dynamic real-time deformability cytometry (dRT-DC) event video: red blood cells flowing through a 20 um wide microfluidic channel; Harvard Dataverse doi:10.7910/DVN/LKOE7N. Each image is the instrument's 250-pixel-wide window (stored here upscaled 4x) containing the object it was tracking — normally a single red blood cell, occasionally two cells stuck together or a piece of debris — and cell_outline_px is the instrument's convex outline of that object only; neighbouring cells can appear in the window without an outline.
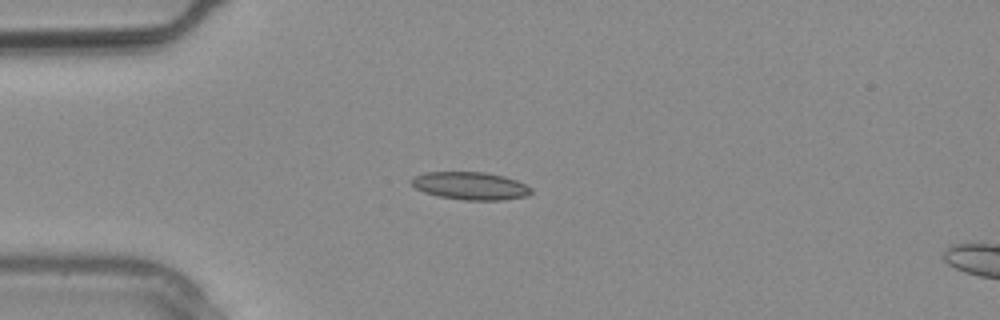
{"species": "common noctule bat (a hibernating species)", "species_latin": "Nyctalus noctula", "temperature_condition": "warm", "stored_images_in_passage": 3, "segment_of_instrument_passage": [1, 2], "camera_frame_rate_fps": 3000, "um_per_image_px": 0.085, "animal": {"sex": "male", "body_mass_g": 20.4}, "frame": {"image": 1, "passage_image": 2, "time_ms": 0.333, "image_size_px": [1000, 320], "cell_outline_px": [[532, 192], [528, 196], [504, 200], [464, 200], [440, 196], [424, 192], [416, 188], [408, 180], [412, 176], [424, 172], [484, 172], [504, 176], [516, 180], [532, 188]], "centroid_in_image_um": [39.97, 15.79], "position_along_channel_um": 45.0, "area_um2": 19.48}}